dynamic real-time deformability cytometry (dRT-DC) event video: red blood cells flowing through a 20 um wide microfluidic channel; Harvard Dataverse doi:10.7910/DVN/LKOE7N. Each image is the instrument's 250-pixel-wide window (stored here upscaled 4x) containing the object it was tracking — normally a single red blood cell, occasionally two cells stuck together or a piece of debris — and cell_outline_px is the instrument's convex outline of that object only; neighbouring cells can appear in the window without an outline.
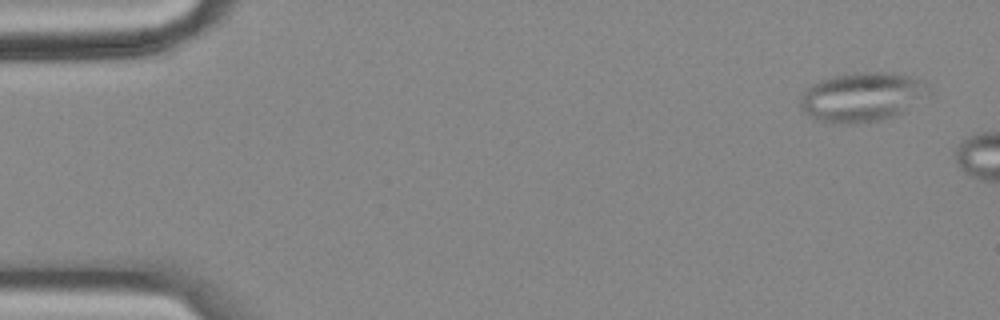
{"species": "common noctule bat (a hibernating species)", "species_latin": "Nyctalus noctula", "temperature_condition": "cold", "stored_images_in_passage": 50, "camera_frame_rate_fps": 3000, "um_per_image_px": 0.085, "animal": {"sex": "female", "body_mass_g": 18.4}, "frame": {"image": 1, "passage_image": 3, "time_ms": 0.667, "image_size_px": [1000, 320], "cell_outline_px": [[932, 92], [908, 112], [896, 116], [880, 120], [856, 124], [832, 124], [808, 116], [800, 108], [800, 96], [804, 88], [820, 80], [832, 76], [856, 72], [892, 72], [928, 80], [932, 88]], "centroid_in_image_um": [73.35, 8.24], "position_along_channel_um": 11.6, "area_um2": 38.26}}
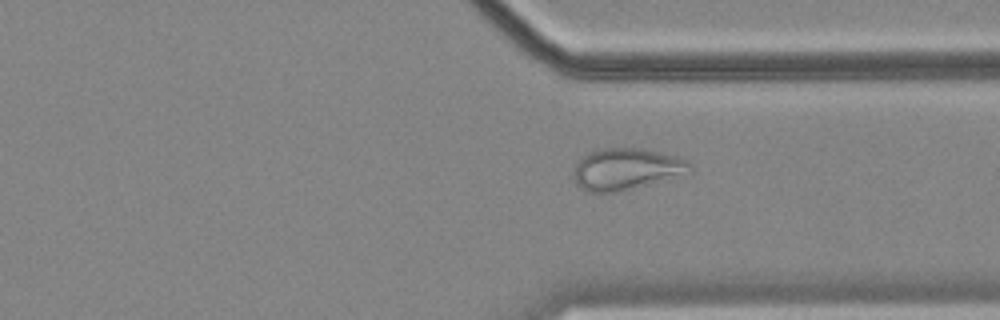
{"frame": {"image": 2, "passage_image": 43, "time_ms": 14.0, "image_size_px": [1000, 320], "cell_outline_px": [[692, 172], [616, 192], [588, 192], [580, 188], [572, 180], [572, 176], [576, 164], [584, 156], [592, 152], [604, 148], [640, 148], [676, 156], [688, 160], [692, 164]], "centroid_in_image_um": [53.22, 14.37], "position_along_channel_um": 358.2, "area_um2": 27.92}}
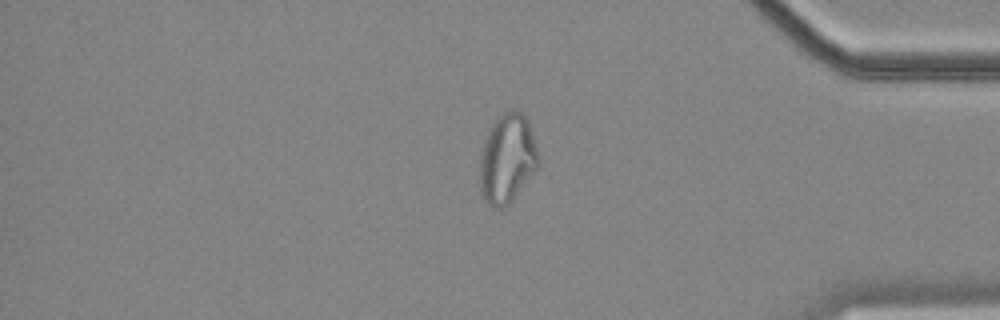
{"frame": {"image": 3, "passage_image": 48, "time_ms": 15.667, "image_size_px": [1000, 320], "cell_outline_px": [[540, 164], [512, 200], [504, 208], [492, 208], [484, 200], [480, 188], [480, 152], [484, 140], [496, 116], [512, 108], [520, 112], [528, 120], [540, 156]], "centroid_in_image_um": [43.11, 13.47], "position_along_channel_um": 392.1, "area_um2": 30.75}}